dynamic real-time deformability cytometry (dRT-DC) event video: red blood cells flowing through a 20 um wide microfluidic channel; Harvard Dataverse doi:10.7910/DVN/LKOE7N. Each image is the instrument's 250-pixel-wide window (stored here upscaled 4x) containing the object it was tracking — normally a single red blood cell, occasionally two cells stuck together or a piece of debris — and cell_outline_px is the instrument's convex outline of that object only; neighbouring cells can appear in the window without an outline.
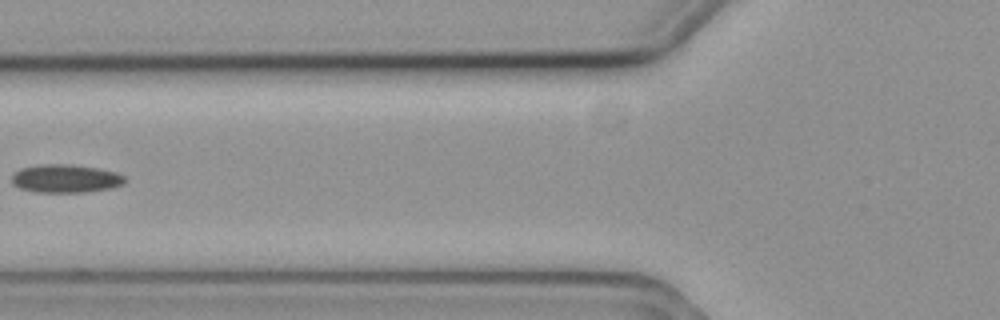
{"species": "common noctule bat (a hibernating species)", "species_latin": "Nyctalus noctula", "temperature_condition": "cold", "stored_images_in_passage": 6, "camera_frame_rate_fps": 3000, "um_per_image_px": 0.085, "animal": {"sex": "female", "body_mass_g": 19.3, "forearm_length_mm": 54.1}, "frame": {"image": 1, "passage_image": 5, "time_ms": 1.333, "image_size_px": [1000, 320], "cell_outline_px": [[128, 180], [124, 184], [112, 188], [84, 192], [36, 192], [20, 188], [12, 184], [12, 176], [20, 168], [40, 164], [68, 164], [96, 168], [116, 172], [124, 176]], "centroid_in_image_um": [5.59, 15.18], "position_along_channel_um": 120.2, "area_um2": 18.67}}